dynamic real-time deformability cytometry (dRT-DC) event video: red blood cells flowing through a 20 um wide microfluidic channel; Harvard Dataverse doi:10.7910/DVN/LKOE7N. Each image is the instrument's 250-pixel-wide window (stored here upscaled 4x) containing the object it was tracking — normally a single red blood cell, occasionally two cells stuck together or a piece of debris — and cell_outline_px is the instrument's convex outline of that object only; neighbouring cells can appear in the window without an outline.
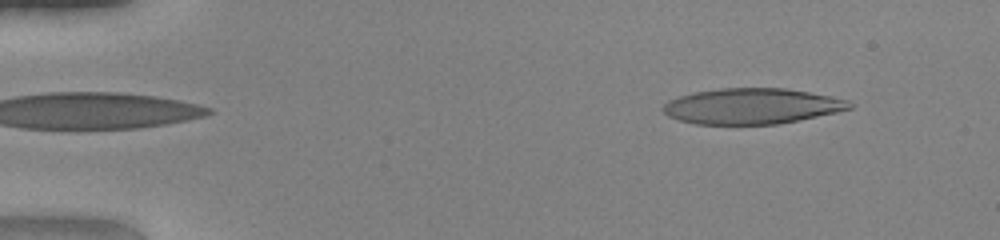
{"species": "human", "species_latin": "Homo sapiens", "temperature_condition": "warm", "stored_images_in_passage": 44, "camera_frame_rate_fps": 3000, "um_per_image_px": 0.085, "donor": {"sex": "female"}, "frame": {"image": 1, "passage_image": 1, "time_ms": 0.0, "image_size_px": [1000, 240], "cell_outline_px": [[852, 108], [836, 112], [776, 124], [696, 124], [680, 120], [668, 116], [664, 112], [664, 104], [668, 100], [680, 96], [696, 92], [724, 88], [784, 88], [808, 92], [848, 100], [852, 104]], "centroid_in_image_um": [63.89, 9.02], "position_along_channel_um": 21.1, "area_um2": 38.21}}
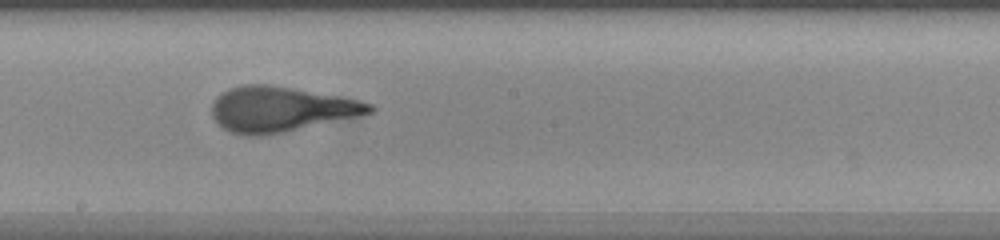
{"frame": {"image": 2, "passage_image": 23, "time_ms": 7.333, "image_size_px": [1000, 240], "cell_outline_px": [[376, 108], [372, 112], [280, 132], [260, 136], [244, 136], [232, 132], [224, 128], [212, 116], [212, 104], [216, 96], [228, 88], [244, 84], [268, 84], [336, 96], [356, 100], [372, 104]], "centroid_in_image_um": [23.76, 9.27], "position_along_channel_um": 224.4, "area_um2": 40.46}}
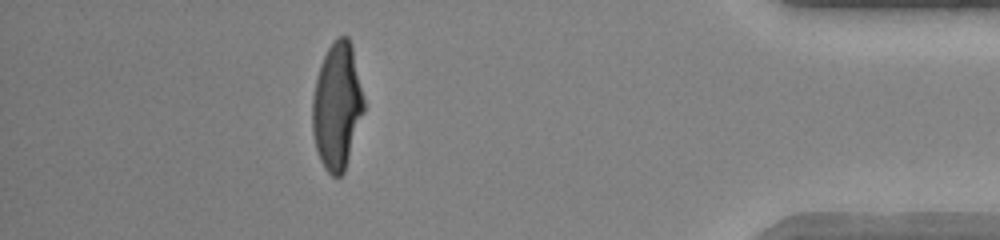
{"frame": {"image": 3, "passage_image": 39, "time_ms": 12.667, "image_size_px": [1000, 240], "cell_outline_px": [[364, 112], [344, 172], [340, 176], [332, 176], [324, 168], [320, 160], [316, 148], [312, 132], [312, 96], [316, 76], [320, 64], [328, 48], [336, 36], [348, 36], [352, 44], [364, 100]], "centroid_in_image_um": [28.64, 9.0], "position_along_channel_um": 406.6, "area_um2": 38.21}, "authors_computed_cell_mechanics": {"area_um2": 39.9398, "velocity_mm_per_s": 4.219, "shape_relaxation_time_tau1_ms": 5.4598, "shape_relaxation_time_tau2_ms": null, "deformation_change_tau1": 0.3057, "deformation_change_tau2": null}}